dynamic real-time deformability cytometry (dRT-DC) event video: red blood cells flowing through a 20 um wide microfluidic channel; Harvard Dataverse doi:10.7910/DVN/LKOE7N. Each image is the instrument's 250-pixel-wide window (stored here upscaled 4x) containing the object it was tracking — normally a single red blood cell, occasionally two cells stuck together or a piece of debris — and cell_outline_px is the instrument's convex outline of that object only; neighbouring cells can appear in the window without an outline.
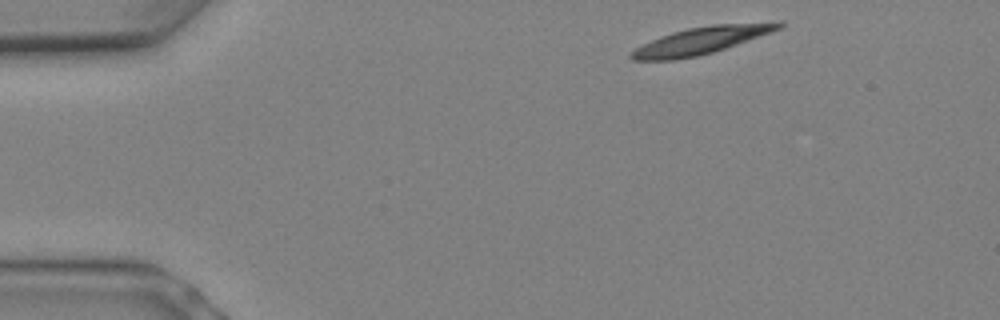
{"species": "Egyptian fruit bat (a non-hibernating species)", "species_latin": "Rousettus aegyptiacus", "temperature_condition": "warm", "stored_images_in_passage": 7, "camera_frame_rate_fps": 3000, "um_per_image_px": 0.085, "animal": {"sex": "female"}, "frame": {"image": 1, "passage_image": 1, "time_ms": 0.0, "image_size_px": [1000, 320], "cell_outline_px": [[784, 24], [780, 28], [772, 32], [712, 52], [696, 56], [672, 60], [632, 60], [628, 56], [636, 48], [660, 36], [672, 32], [688, 28], [712, 24], [776, 20], [784, 20]], "centroid_in_image_um": [59.7, 3.4], "position_along_channel_um": 25.3, "area_um2": 23.47}}
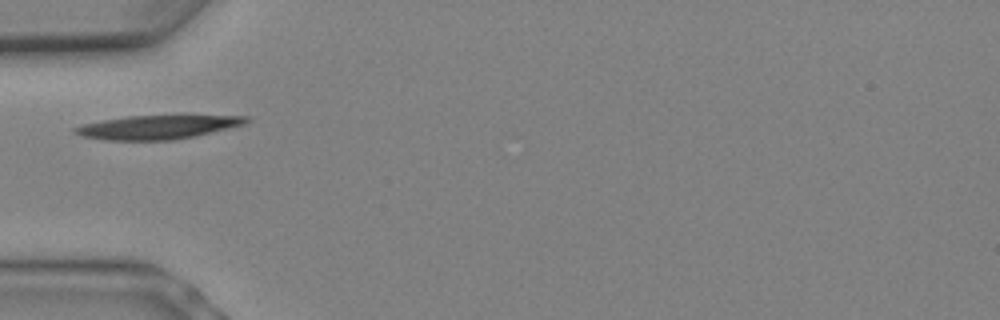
{"frame": {"image": 2, "passage_image": 5, "time_ms": 1.333, "image_size_px": [1000, 320], "cell_outline_px": [[252, 120], [244, 124], [196, 136], [172, 140], [104, 140], [84, 136], [72, 132], [72, 128], [84, 124], [104, 120], [128, 116], [188, 112], [248, 116]], "centroid_in_image_um": [13.56, 10.74], "position_along_channel_um": 71.4, "area_um2": 25.14}}
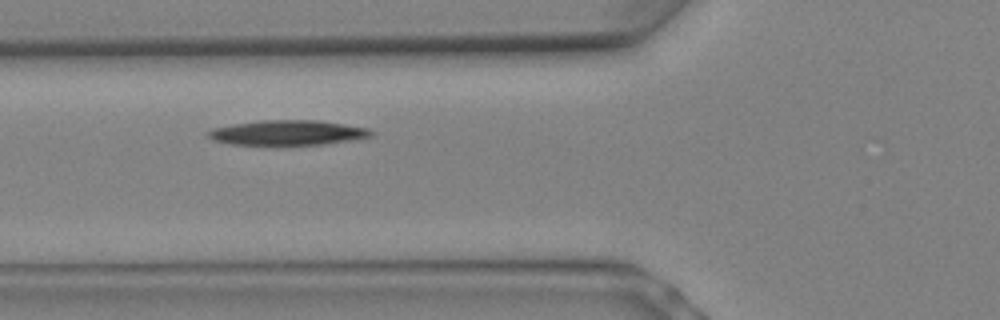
{"frame": {"image": 3, "passage_image": 6, "time_ms": 1.667, "image_size_px": [1000, 320], "cell_outline_px": [[376, 132], [372, 136], [324, 144], [284, 148], [276, 148], [228, 144], [212, 140], [204, 132], [212, 128], [260, 120], [316, 120], [344, 124], [368, 128]], "centroid_in_image_um": [24.37, 11.33], "position_along_channel_um": 101.4, "area_um2": 24.97}}